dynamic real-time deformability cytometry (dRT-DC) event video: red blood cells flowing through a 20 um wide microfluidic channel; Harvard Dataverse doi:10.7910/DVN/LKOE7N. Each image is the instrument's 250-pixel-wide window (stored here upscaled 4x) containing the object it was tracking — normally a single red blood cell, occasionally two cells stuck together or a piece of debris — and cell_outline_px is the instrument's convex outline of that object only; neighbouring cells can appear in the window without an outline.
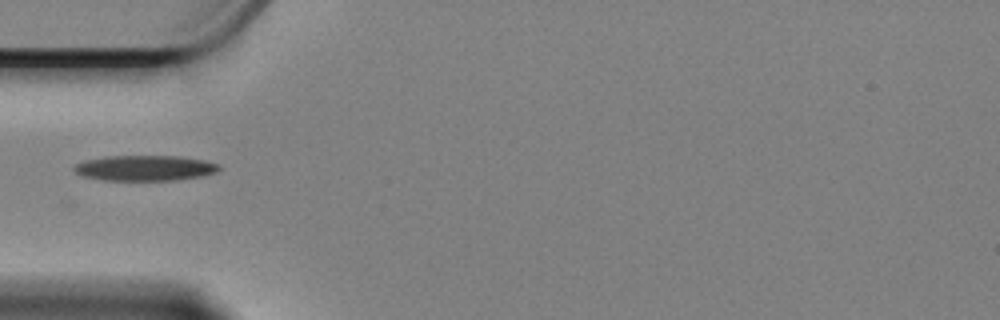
{"species": "Egyptian fruit bat (a non-hibernating species)", "species_latin": "Rousettus aegyptiacus", "temperature_condition": "cold", "stored_images_in_passage": 5, "camera_frame_rate_fps": 3000, "um_per_image_px": 0.085, "animal": {"sex": "female"}, "frame": {"image": 1, "passage_image": 1, "time_ms": 0.0, "image_size_px": [1000, 320], "cell_outline_px": [[220, 168], [216, 172], [200, 176], [176, 180], [100, 180], [84, 176], [76, 172], [72, 168], [76, 164], [88, 160], [104, 156], [180, 156], [204, 160], [220, 164]], "centroid_in_image_um": [12.33, 14.28], "position_along_channel_um": 72.7, "area_um2": 21.39}}
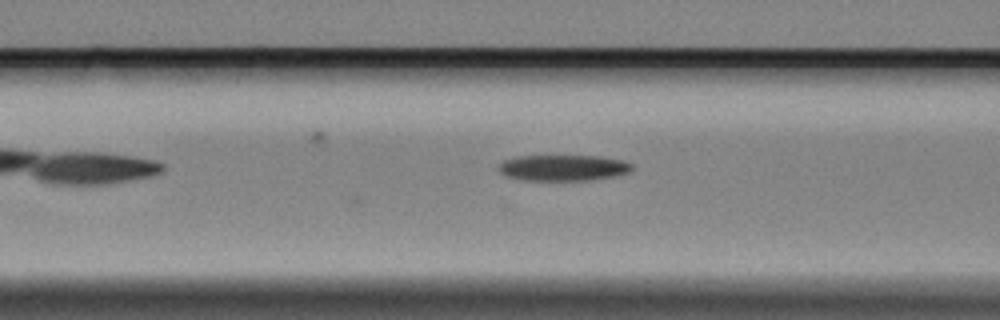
{"frame": {"image": 2, "passage_image": 5, "time_ms": 1.333, "image_size_px": [1000, 320], "cell_outline_px": [[632, 168], [628, 172], [616, 176], [592, 180], [520, 180], [504, 176], [496, 168], [504, 160], [516, 156], [600, 156], [624, 160], [632, 164]], "centroid_in_image_um": [47.84, 14.26], "position_along_channel_um": 118.8, "area_um2": 20.4}}